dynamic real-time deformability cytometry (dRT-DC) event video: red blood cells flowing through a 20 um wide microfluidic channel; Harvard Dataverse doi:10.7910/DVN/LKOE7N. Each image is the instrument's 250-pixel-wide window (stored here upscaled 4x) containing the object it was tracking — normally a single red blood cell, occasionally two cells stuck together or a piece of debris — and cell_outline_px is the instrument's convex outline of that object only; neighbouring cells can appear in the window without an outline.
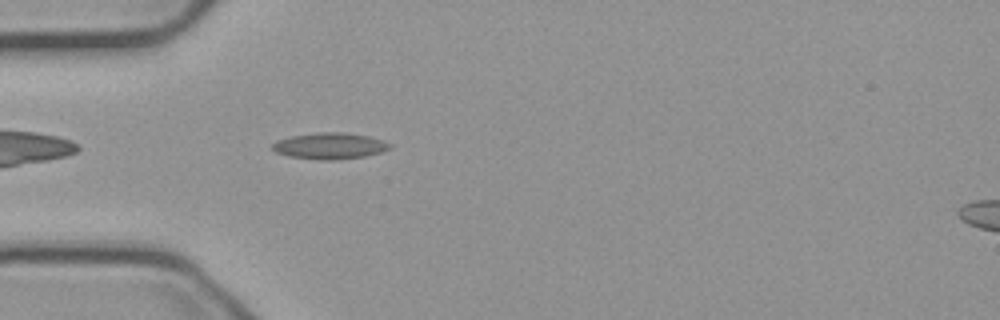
{"species": "common noctule bat (a hibernating species)", "species_latin": "Nyctalus noctula", "temperature_condition": "cold", "stored_images_in_passage": 41, "camera_frame_rate_fps": 3000, "um_per_image_px": 0.085, "animal": {"sex": "male", "body_mass_g": 23.1, "forearm_length_mm": 52.7}, "frame": {"image": 1, "passage_image": 3, "time_ms": 0.667, "image_size_px": [1000, 320], "cell_outline_px": [[392, 148], [380, 152], [364, 156], [332, 160], [320, 160], [288, 156], [276, 152], [272, 148], [272, 144], [276, 140], [292, 136], [320, 132], [344, 132], [368, 136], [392, 144]], "centroid_in_image_um": [28.02, 12.4], "position_along_channel_um": 57.0, "area_um2": 17.86}}
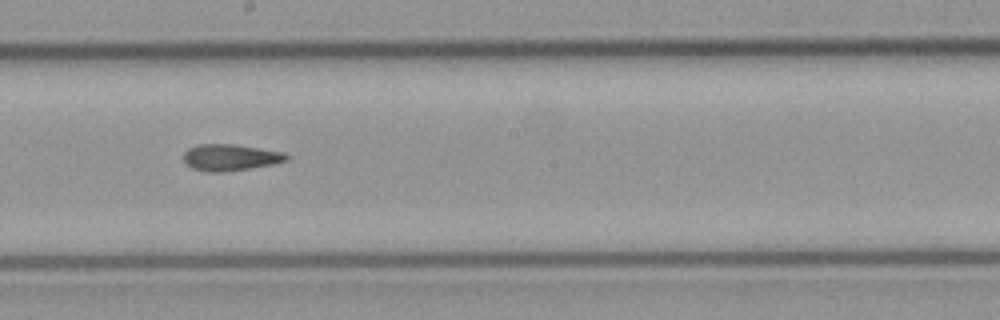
{"frame": {"image": 2, "passage_image": 17, "time_ms": 5.333, "image_size_px": [1000, 320], "cell_outline_px": [[288, 160], [272, 164], [224, 172], [204, 172], [192, 168], [184, 160], [184, 152], [188, 148], [196, 144], [236, 144], [284, 152], [288, 156]], "centroid_in_image_um": [19.55, 13.37], "position_along_channel_um": 228.6, "area_um2": 15.9}}
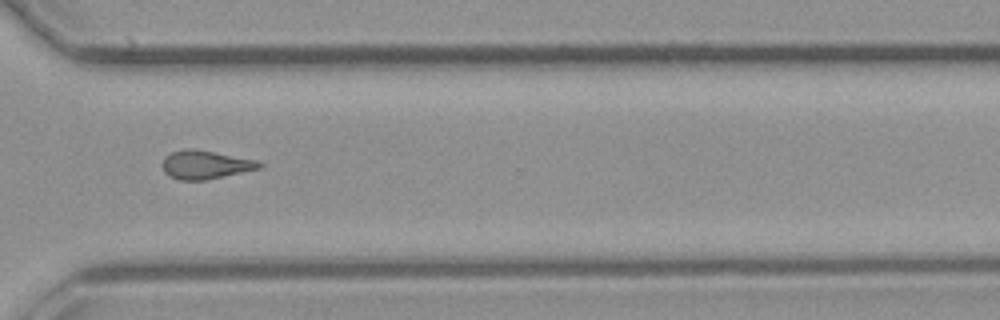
{"frame": {"image": 3, "passage_image": 27, "time_ms": 8.667, "image_size_px": [1000, 320], "cell_outline_px": [[264, 164], [260, 168], [204, 180], [180, 180], [168, 176], [164, 172], [160, 164], [164, 156], [172, 152], [184, 148], [196, 148], [256, 160]], "centroid_in_image_um": [17.38, 13.98], "position_along_channel_um": 353.2, "area_um2": 16.24}, "authors_computed_cell_mechanics": {"area_um2": 16.0106, "velocity_mm_per_s": 3.74, "shape_relaxation_time_tau1_ms": null, "shape_relaxation_time_tau2_ms": 4.62, "deformation_change_tau1": null, "deformation_change_tau2": 0.1299}}